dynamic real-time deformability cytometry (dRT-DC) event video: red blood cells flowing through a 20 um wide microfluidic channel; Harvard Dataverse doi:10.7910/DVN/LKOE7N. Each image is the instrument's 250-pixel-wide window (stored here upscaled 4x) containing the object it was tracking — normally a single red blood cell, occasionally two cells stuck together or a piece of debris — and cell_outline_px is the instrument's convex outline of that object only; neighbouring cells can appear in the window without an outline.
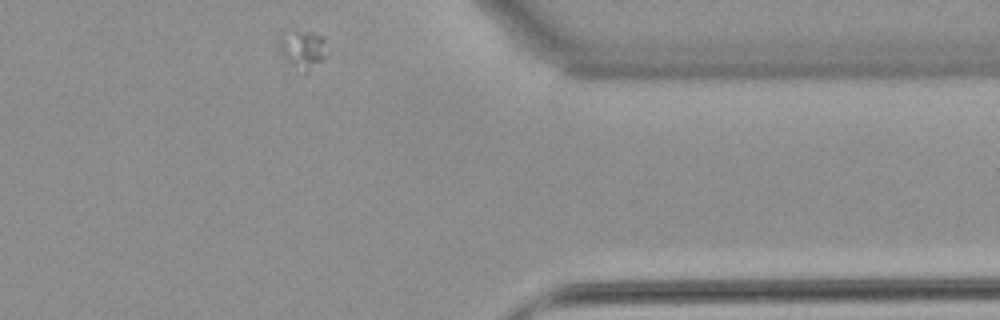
{"species": "common noctule bat (a hibernating species)", "species_latin": "Nyctalus noctula", "temperature_condition": "warm", "stored_images_in_passage": 32, "camera_frame_rate_fps": 3000, "um_per_image_px": 0.085, "animal": {"sex": "female", "body_mass_g": 22.7, "forearm_length_mm": 54.2}, "frame": {"image": 1, "passage_image": 32, "time_ms": 10.333, "image_size_px": [1000, 320], "cell_outline_px": [[324, 56], [304, 76], [280, 52], [280, 36], [288, 28], [312, 32], [324, 36]], "centroid_in_image_um": [25.69, 4.14], "position_along_channel_um": 385.7, "area_um2": 10.64}}